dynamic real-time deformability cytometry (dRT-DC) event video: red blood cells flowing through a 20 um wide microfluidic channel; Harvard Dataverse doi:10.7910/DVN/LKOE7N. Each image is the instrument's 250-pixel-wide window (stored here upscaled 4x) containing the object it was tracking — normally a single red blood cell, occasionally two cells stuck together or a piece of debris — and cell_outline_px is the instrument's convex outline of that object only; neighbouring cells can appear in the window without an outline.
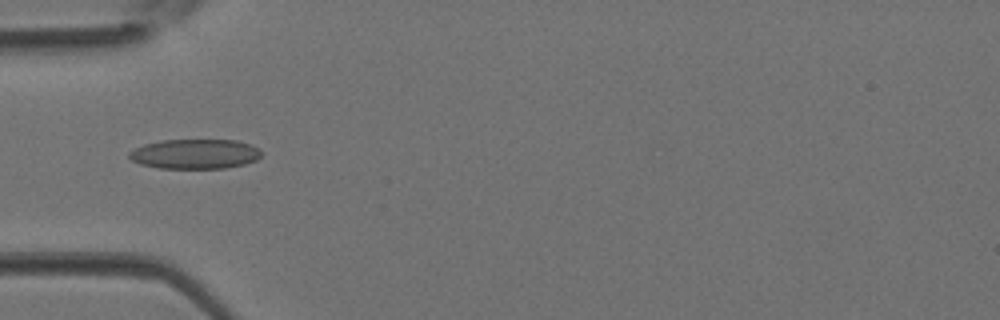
{"species": "Egyptian fruit bat (a non-hibernating species)", "species_latin": "Rousettus aegyptiacus", "temperature_condition": "room temperature", "stored_images_in_passage": 4, "camera_frame_rate_fps": 3000, "um_per_image_px": 0.085, "animal": {"sex": "female"}, "frame": {"image": 1, "passage_image": 4, "time_ms": 1.0, "image_size_px": [1000, 320], "cell_outline_px": [[260, 156], [256, 160], [244, 164], [224, 168], [160, 168], [140, 164], [132, 160], [128, 156], [128, 152], [144, 144], [160, 140], [236, 140], [248, 144], [256, 148], [260, 152]], "centroid_in_image_um": [16.53, 13.08], "position_along_channel_um": 68.5, "area_um2": 22.72}}